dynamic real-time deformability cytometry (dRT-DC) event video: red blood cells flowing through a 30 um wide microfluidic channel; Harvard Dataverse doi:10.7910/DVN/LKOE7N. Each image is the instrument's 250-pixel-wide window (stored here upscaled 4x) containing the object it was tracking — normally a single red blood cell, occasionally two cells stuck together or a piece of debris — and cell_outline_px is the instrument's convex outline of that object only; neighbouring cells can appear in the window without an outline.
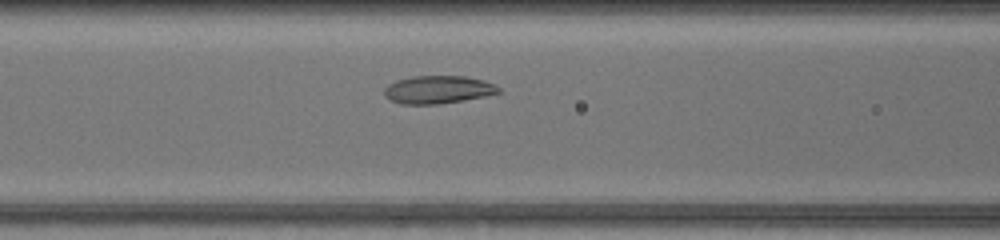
{"species": "common noctule bat (a hibernating species)", "species_latin": "Nyctalus noctula", "temperature_condition": "warm", "stored_images_in_passage": 37, "camera_frame_rate_fps": 3000, "um_per_image_px": 0.085, "animal": {"sex": "female", "body_mass_g": 17.0, "forearm_length_mm": 48.0}, "frame": {"image": 1, "passage_image": 10, "time_ms": 3.0, "image_size_px": [1000, 240], "cell_outline_px": [[500, 92], [484, 96], [464, 100], [436, 104], [404, 104], [392, 100], [384, 96], [384, 88], [388, 84], [396, 80], [412, 76], [464, 76], [484, 80], [496, 84], [500, 88]], "centroid_in_image_um": [37.23, 7.61], "position_along_channel_um": 129.4, "area_um2": 18.55}}
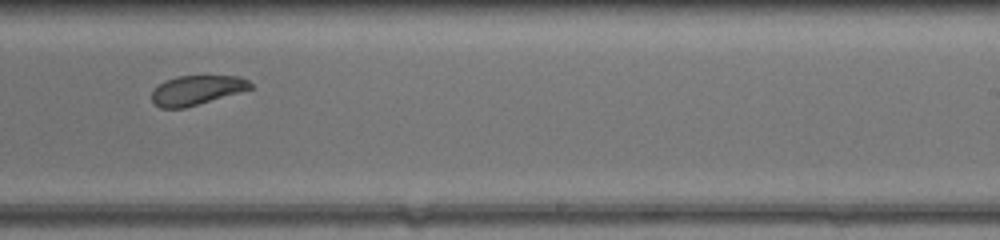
{"frame": {"image": 2, "passage_image": 20, "time_ms": 6.333, "image_size_px": [1000, 240], "cell_outline_px": [[252, 88], [184, 108], [160, 108], [152, 100], [152, 92], [164, 80], [176, 76], [240, 76], [248, 80], [252, 84]], "centroid_in_image_um": [16.7, 7.65], "position_along_channel_um": 272.3, "area_um2": 16.65}}
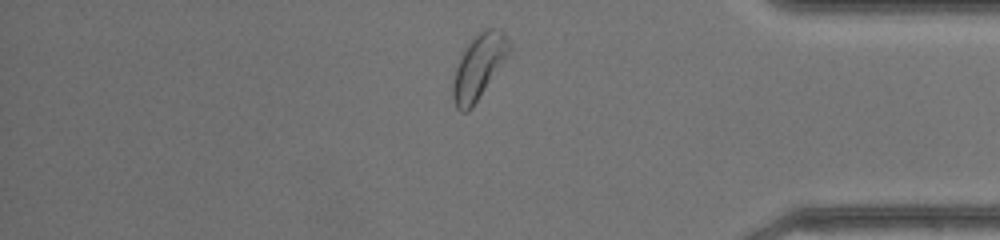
{"frame": {"image": 3, "passage_image": 30, "time_ms": 9.667, "image_size_px": [1000, 240], "cell_outline_px": [[512, 48], [472, 108], [468, 112], [460, 112], [456, 108], [452, 96], [452, 84], [456, 68], [468, 44], [484, 28], [492, 28], [504, 32], [512, 44]], "centroid_in_image_um": [40.7, 5.68], "position_along_channel_um": 394.5, "area_um2": 20.69}, "authors_computed_cell_mechanics": {"area_um2": 19.2474, "velocity_mm_per_s": 4.3086, "shape_relaxation_time_tau1_ms": 3.921, "shape_relaxation_time_tau2_ms": 4.6193, "deformation_change_tau1": 0.0807, "deformation_change_tau2": 0.109}}